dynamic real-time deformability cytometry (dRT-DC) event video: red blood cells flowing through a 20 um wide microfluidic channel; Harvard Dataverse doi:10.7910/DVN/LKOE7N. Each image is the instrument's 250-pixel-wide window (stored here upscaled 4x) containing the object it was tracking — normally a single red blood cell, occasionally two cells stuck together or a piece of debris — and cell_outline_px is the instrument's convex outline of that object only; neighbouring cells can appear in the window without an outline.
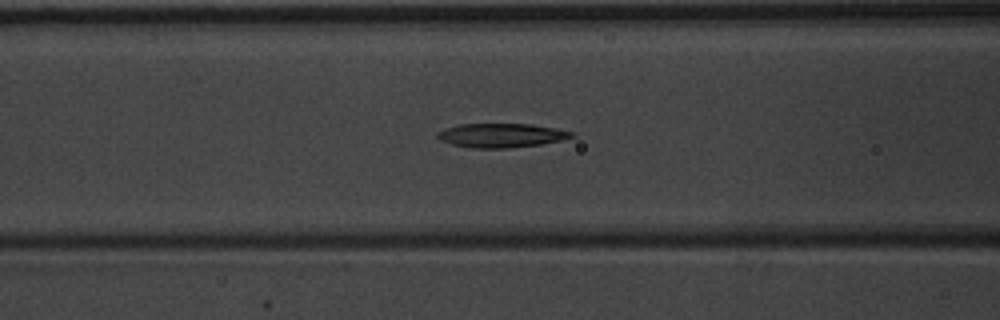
{"species": "common noctule bat (a hibernating species)", "species_latin": "Nyctalus noctula", "temperature_condition": "warm", "stored_images_in_passage": 41, "camera_frame_rate_fps": 3000, "um_per_image_px": 0.085, "animal": {"sex": "male", "body_mass_g": 20.1, "forearm_length_mm": 53.5}, "frame": {"image": 1, "passage_image": 11, "time_ms": 3.333, "image_size_px": [1000, 320], "cell_outline_px": [[576, 136], [564, 140], [540, 144], [508, 148], [472, 148], [452, 144], [440, 140], [436, 136], [444, 128], [460, 124], [532, 124], [556, 128], [576, 132]], "centroid_in_image_um": [42.67, 11.5], "position_along_channel_um": 123.9, "area_um2": 18.9}}
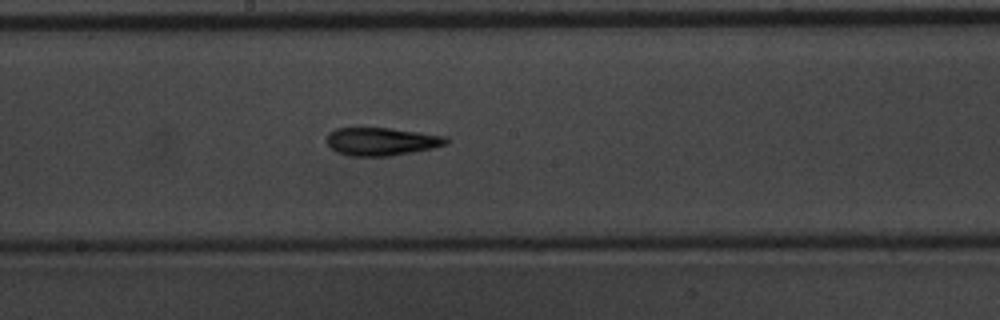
{"frame": {"image": 2, "passage_image": 18, "time_ms": 5.667, "image_size_px": [1000, 320], "cell_outline_px": [[452, 140], [448, 144], [432, 148], [412, 152], [388, 156], [348, 156], [336, 152], [328, 144], [328, 136], [336, 128], [388, 128], [420, 132], [448, 136]], "centroid_in_image_um": [32.5, 12.03], "position_along_channel_um": 215.7, "area_um2": 19.48}}
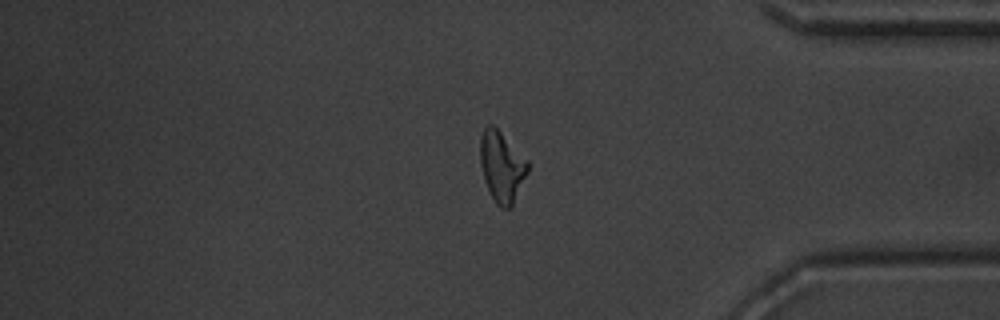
{"frame": {"image": 3, "passage_image": 33, "time_ms": 10.667, "image_size_px": [1000, 320], "cell_outline_px": [[532, 164], [512, 204], [508, 208], [500, 208], [496, 204], [484, 180], [480, 164], [480, 136], [484, 128], [488, 124], [492, 124]], "centroid_in_image_um": [42.65, 14.14], "position_along_channel_um": 392.5, "area_um2": 19.48}, "authors_computed_cell_mechanics": {"area_um2": 19.2474, "velocity_mm_per_s": 3.9405, "shape_relaxation_time_tau1_ms": 4.7944, "shape_relaxation_time_tau2_ms": 2.7818, "deformation_change_tau1": 0.2005, "deformation_change_tau2": 0.1319}}